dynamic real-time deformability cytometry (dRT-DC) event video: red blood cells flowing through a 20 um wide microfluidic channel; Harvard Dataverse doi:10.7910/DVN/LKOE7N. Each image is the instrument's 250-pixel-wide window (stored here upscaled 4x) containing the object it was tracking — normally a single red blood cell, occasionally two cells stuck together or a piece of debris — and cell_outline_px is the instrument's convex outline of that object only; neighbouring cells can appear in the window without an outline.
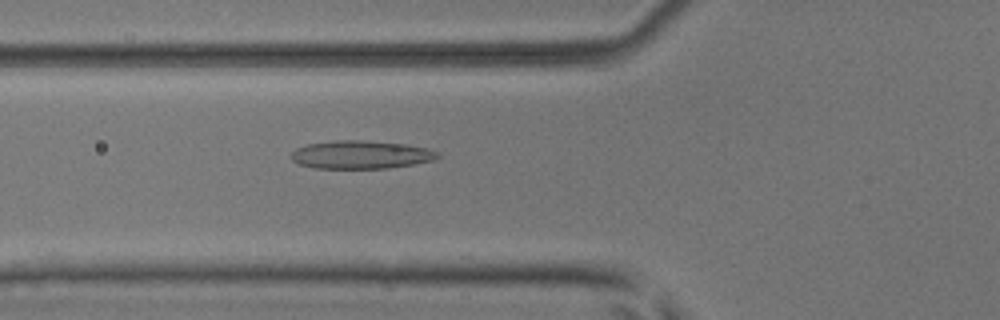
{"species": "common noctule bat (a hibernating species)", "species_latin": "Nyctalus noctula", "temperature_condition": "room temperature", "stored_images_in_passage": 53, "segment_of_instrument_passage": [1, 2], "camera_frame_rate_fps": 3000, "um_per_image_px": 0.085, "animal": {"sex": "male", "body_mass_g": 17.9, "forearm_length_mm": 54.2}, "frame": {"image": 1, "passage_image": 19, "time_ms": 6.0, "image_size_px": [1000, 320], "cell_outline_px": [[440, 156], [432, 160], [412, 164], [388, 168], [316, 168], [300, 164], [292, 160], [288, 156], [296, 148], [308, 144], [336, 140], [360, 140], [404, 144], [428, 148], [440, 152]], "centroid_in_image_um": [30.66, 13.14], "position_along_channel_um": 95.1, "area_um2": 23.93}}
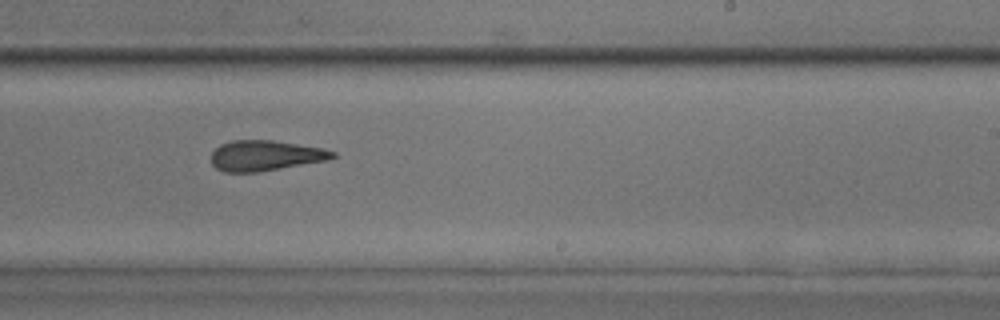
{"frame": {"image": 2, "passage_image": 32, "time_ms": 10.333, "image_size_px": [1000, 320], "cell_outline_px": [[336, 156], [328, 160], [256, 172], [224, 172], [216, 168], [212, 164], [212, 152], [220, 144], [232, 140], [272, 140], [324, 148], [336, 152]], "centroid_in_image_um": [22.55, 13.22], "position_along_channel_um": 266.4, "area_um2": 21.44}}
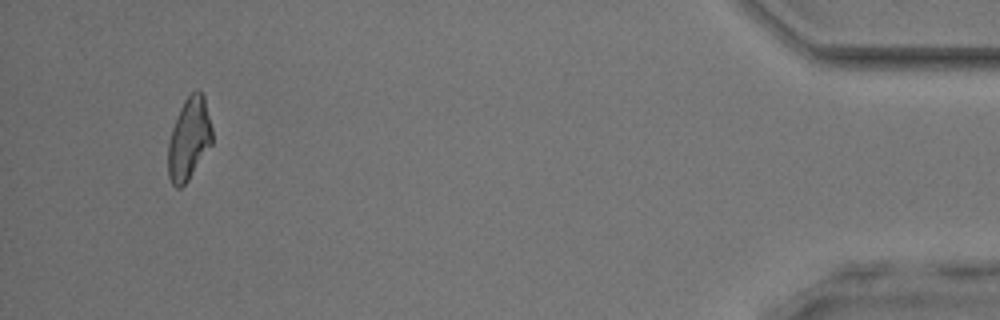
{"frame": {"image": 3, "passage_image": 49, "time_ms": 16.0, "image_size_px": [1000, 320], "cell_outline_px": [[212, 144], [188, 180], [180, 188], [176, 188], [172, 184], [168, 176], [168, 140], [176, 116], [184, 100], [196, 88], [204, 96], [212, 128]], "centroid_in_image_um": [16.05, 11.8], "position_along_channel_um": 419.1, "area_um2": 21.15}}